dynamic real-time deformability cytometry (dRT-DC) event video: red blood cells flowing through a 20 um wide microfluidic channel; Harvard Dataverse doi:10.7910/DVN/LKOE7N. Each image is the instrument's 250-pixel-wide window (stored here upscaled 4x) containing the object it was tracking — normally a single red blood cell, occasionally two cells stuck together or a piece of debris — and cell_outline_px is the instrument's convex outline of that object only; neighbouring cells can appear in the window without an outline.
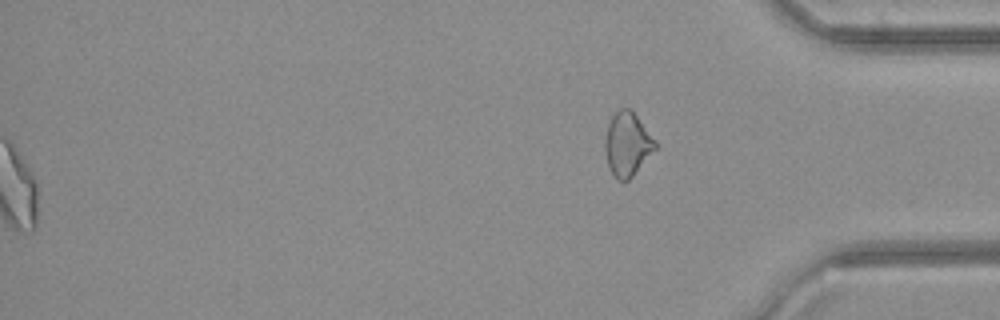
{"species": "common noctule bat (a hibernating species)", "species_latin": "Nyctalus noctula", "temperature_condition": "cold", "stored_images_in_passage": 44, "segment_of_instrument_passage": [2, 2], "camera_frame_rate_fps": 3000, "um_per_image_px": 0.085, "animal": {"sex": "female", "body_mass_g": 21.9}, "frame": {"image": 1, "passage_image": 44, "time_ms": 14.333, "image_size_px": [1000, 320], "cell_outline_px": [[656, 148], [632, 176], [628, 180], [616, 180], [608, 168], [604, 148], [604, 140], [608, 124], [612, 116], [620, 108], [628, 108], [636, 116], [656, 140]], "centroid_in_image_um": [53.29, 12.27], "position_along_channel_um": 381.9, "area_um2": 18.5}}